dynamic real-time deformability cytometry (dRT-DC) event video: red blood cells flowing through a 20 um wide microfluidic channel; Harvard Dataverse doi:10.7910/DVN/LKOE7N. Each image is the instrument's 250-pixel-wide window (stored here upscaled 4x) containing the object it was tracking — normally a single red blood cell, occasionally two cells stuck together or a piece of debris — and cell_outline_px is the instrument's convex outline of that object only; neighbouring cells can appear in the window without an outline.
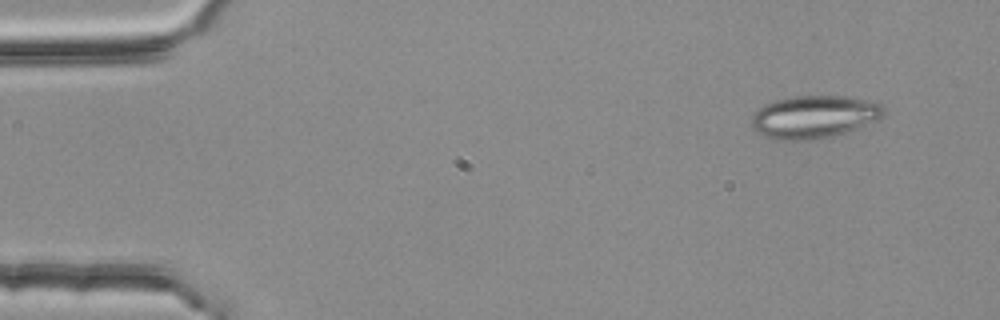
{"species": "common noctule bat (a hibernating species)", "species_latin": "Nyctalus noctula", "temperature_condition": "room temperature", "stored_images_in_passage": 3, "camera_frame_rate_fps": 3000, "um_per_image_px": 0.085, "animal": {"sex": "female", "body_mass_g": 25.1}, "frame": {"image": 1, "passage_image": 1, "time_ms": 0.0, "image_size_px": [1000, 320], "cell_outline_px": [[884, 116], [876, 120], [856, 128], [832, 136], [812, 140], [784, 140], [764, 136], [752, 128], [752, 116], [764, 104], [776, 100], [792, 96], [844, 96], [864, 100], [880, 104], [884, 108]], "centroid_in_image_um": [69.17, 9.93], "position_along_channel_um": 15.8, "area_um2": 32.48}}